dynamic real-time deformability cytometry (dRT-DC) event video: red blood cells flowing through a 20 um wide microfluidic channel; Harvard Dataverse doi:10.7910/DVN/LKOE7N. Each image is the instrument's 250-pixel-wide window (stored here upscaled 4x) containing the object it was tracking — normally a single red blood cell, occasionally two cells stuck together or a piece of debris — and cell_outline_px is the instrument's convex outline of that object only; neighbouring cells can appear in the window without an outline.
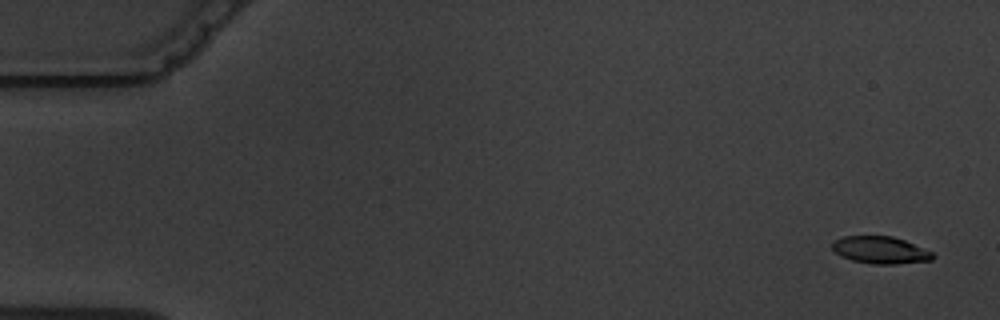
{"species": "common noctule bat (a hibernating species)", "species_latin": "Nyctalus noctula", "temperature_condition": "warm", "stored_images_in_passage": 5, "camera_frame_rate_fps": 3000, "um_per_image_px": 0.085, "animal": {"sex": "male", "body_mass_g": 19.5, "forearm_length_mm": 54.6}, "frame": {"image": 1, "passage_image": 1, "time_ms": 0.0, "image_size_px": [1000, 320], "cell_outline_px": [[936, 256], [932, 260], [896, 264], [872, 264], [852, 260], [836, 252], [832, 248], [832, 240], [844, 236], [892, 236], [904, 240], [932, 252]], "centroid_in_image_um": [74.84, 21.25], "position_along_channel_um": 10.2, "area_um2": 15.84}}
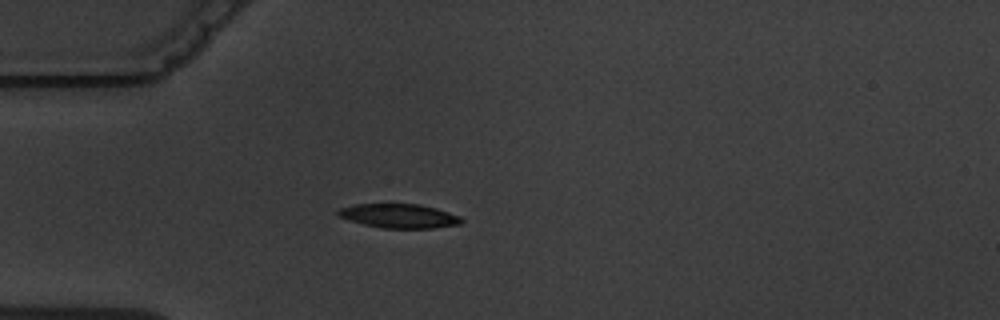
{"frame": {"image": 2, "passage_image": 5, "time_ms": 4.667, "image_size_px": [1000, 320], "cell_outline_px": [[464, 220], [460, 224], [436, 228], [380, 228], [348, 220], [336, 216], [336, 212], [340, 208], [356, 204], [420, 204], [436, 208], [460, 216]], "centroid_in_image_um": [33.91, 18.36], "position_along_channel_um": 51.1, "area_um2": 17.46}}